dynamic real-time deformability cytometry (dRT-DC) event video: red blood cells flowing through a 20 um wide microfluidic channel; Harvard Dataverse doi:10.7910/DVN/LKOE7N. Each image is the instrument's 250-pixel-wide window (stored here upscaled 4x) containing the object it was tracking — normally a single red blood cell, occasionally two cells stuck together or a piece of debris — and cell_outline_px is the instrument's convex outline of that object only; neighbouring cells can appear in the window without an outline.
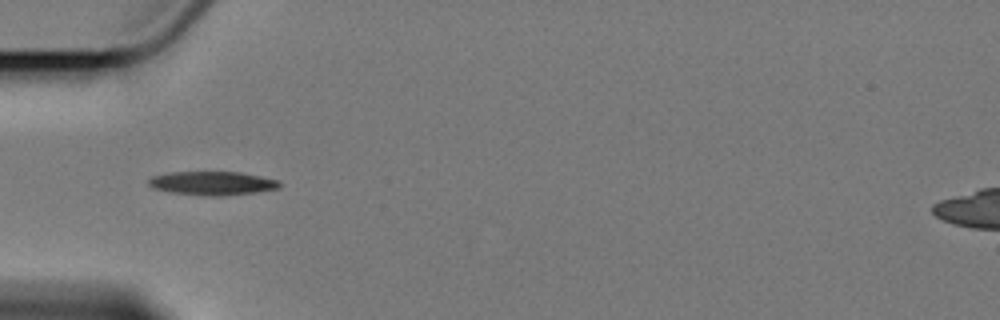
{"species": "Egyptian fruit bat (a non-hibernating species)", "species_latin": "Rousettus aegyptiacus", "temperature_condition": "cold", "stored_images_in_passage": 5, "camera_frame_rate_fps": 3000, "um_per_image_px": 0.085, "animal": {"sex": "female"}, "frame": {"image": 1, "passage_image": 4, "time_ms": 4.333, "image_size_px": [1000, 320], "cell_outline_px": [[280, 188], [256, 192], [224, 196], [208, 196], [172, 192], [152, 188], [148, 184], [148, 180], [152, 176], [168, 172], [240, 172], [260, 176], [276, 180], [280, 184]], "centroid_in_image_um": [18.02, 15.57], "position_along_channel_um": 67.0, "area_um2": 18.03}}
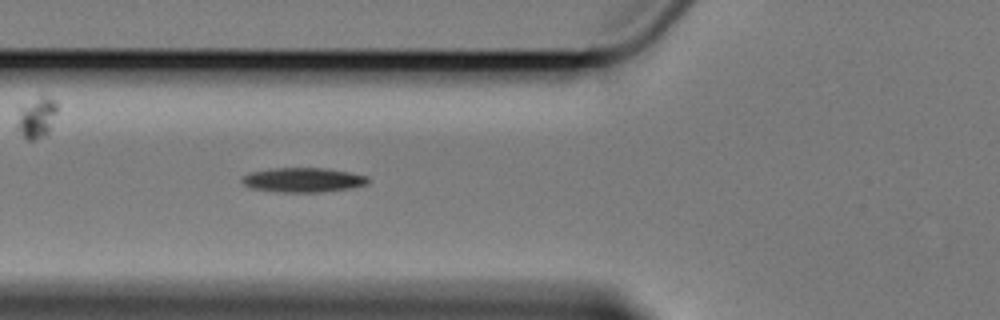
{"frame": {"image": 2, "passage_image": 5, "time_ms": 5.333, "image_size_px": [1000, 320], "cell_outline_px": [[368, 184], [352, 188], [320, 192], [276, 192], [252, 188], [244, 184], [240, 180], [244, 176], [252, 172], [276, 168], [324, 168], [348, 172], [368, 176]], "centroid_in_image_um": [25.79, 15.3], "position_along_channel_um": 100.0, "area_um2": 17.86}}